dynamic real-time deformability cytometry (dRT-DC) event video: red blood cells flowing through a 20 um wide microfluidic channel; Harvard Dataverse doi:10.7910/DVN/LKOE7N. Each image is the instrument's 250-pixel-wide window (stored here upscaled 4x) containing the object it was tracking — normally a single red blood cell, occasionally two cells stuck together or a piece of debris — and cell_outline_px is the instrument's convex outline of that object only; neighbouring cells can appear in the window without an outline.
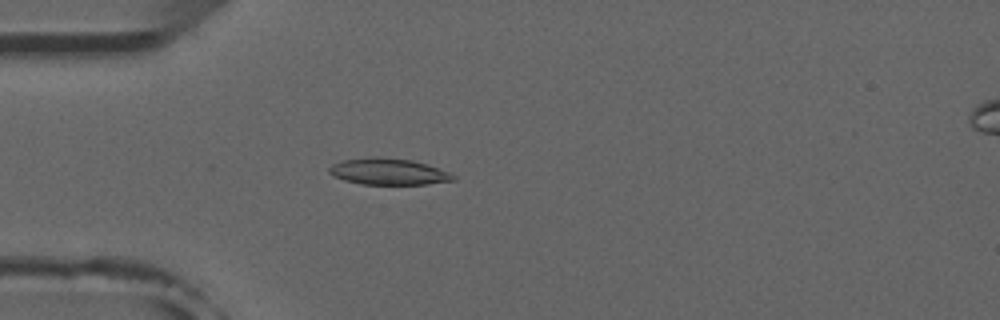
{"species": "common noctule bat (a hibernating species)", "species_latin": "Nyctalus noctula", "temperature_condition": "room temperature", "stored_images_in_passage": 52, "camera_frame_rate_fps": 3000, "um_per_image_px": 0.085, "animal": {"sex": "male", "forearm_length_mm": 52.5}, "frame": {"image": 1, "passage_image": 15, "time_ms": 4.667, "image_size_px": [1000, 320], "cell_outline_px": [[456, 180], [428, 184], [360, 184], [344, 180], [332, 176], [328, 172], [328, 168], [332, 164], [344, 160], [368, 156], [376, 156], [412, 160], [440, 168], [456, 176]], "centroid_in_image_um": [33.0, 14.58], "position_along_channel_um": 52.0, "area_um2": 19.31}}
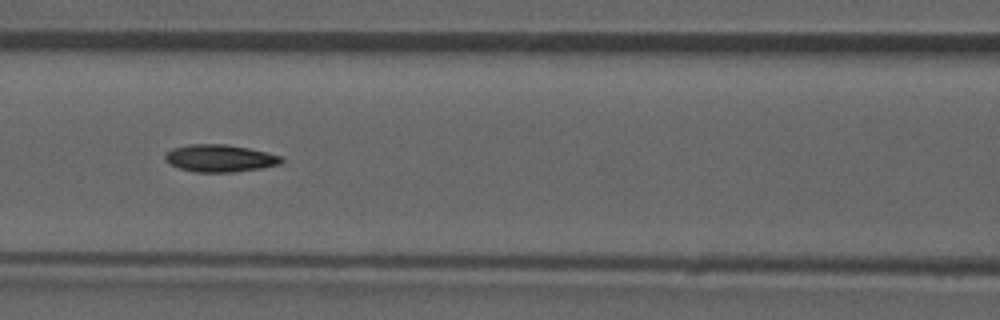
{"frame": {"image": 2, "passage_image": 23, "time_ms": 7.333, "image_size_px": [1000, 320], "cell_outline_px": [[284, 160], [280, 164], [264, 168], [232, 172], [196, 172], [180, 168], [168, 164], [164, 160], [164, 156], [172, 148], [188, 144], [224, 144], [248, 148], [284, 156]], "centroid_in_image_um": [18.7, 13.45], "position_along_channel_um": 147.9, "area_um2": 18.67}}
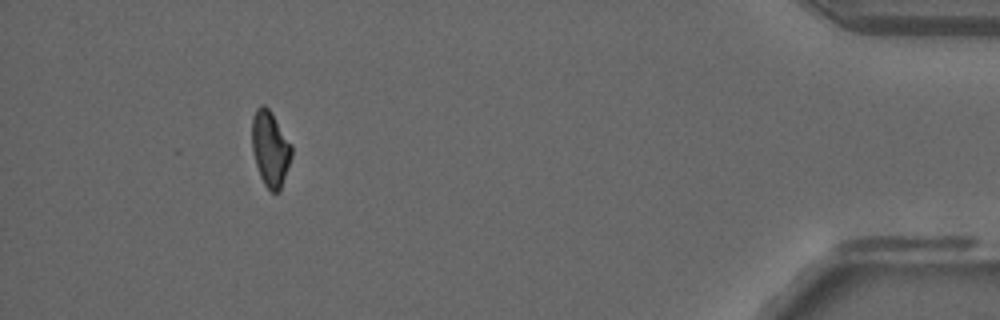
{"frame": {"image": 3, "passage_image": 48, "time_ms": 15.667, "image_size_px": [1000, 320], "cell_outline_px": [[292, 156], [280, 192], [272, 192], [264, 184], [260, 176], [252, 152], [252, 116], [256, 108], [260, 104], [264, 104], [272, 112], [292, 144]], "centroid_in_image_um": [22.98, 12.61], "position_along_channel_um": 412.2, "area_um2": 17.69}, "authors_computed_cell_mechanics": {"area_um2": 18.496, "velocity_mm_per_s": 3.9367, "shape_relaxation_time_tau1_ms": null, "shape_relaxation_time_tau2_ms": 5.5712, "deformation_change_tau1": null, "deformation_change_tau2": 0.1265}}